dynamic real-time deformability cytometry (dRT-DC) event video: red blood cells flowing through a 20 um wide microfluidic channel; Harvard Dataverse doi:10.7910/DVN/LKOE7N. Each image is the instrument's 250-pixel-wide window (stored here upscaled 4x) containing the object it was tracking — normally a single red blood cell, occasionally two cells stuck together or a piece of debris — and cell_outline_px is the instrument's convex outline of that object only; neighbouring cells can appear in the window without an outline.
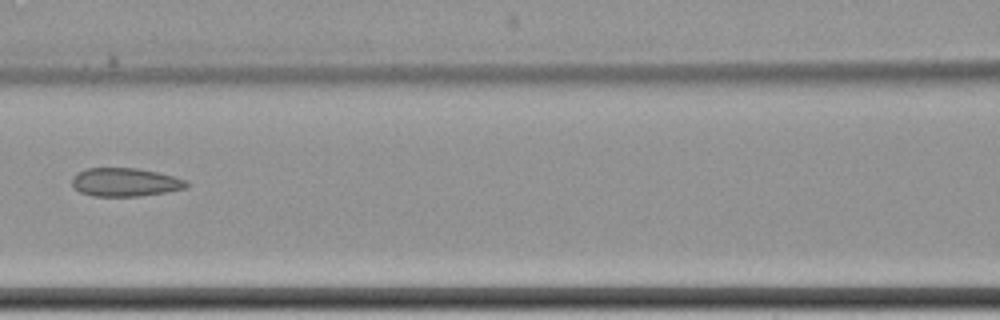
{"species": "common noctule bat (a hibernating species)", "species_latin": "Nyctalus noctula", "temperature_condition": "cold", "stored_images_in_passage": 11, "camera_frame_rate_fps": 3000, "um_per_image_px": 0.085, "animal": {"sex": "female", "body_mass_g": 22.7, "forearm_length_mm": 54.2}, "frame": {"image": 1, "passage_image": 8, "time_ms": 9.333, "image_size_px": [1000, 320], "cell_outline_px": [[188, 188], [140, 196], [92, 196], [80, 192], [72, 184], [72, 176], [88, 168], [136, 168], [156, 172], [188, 180]], "centroid_in_image_um": [10.65, 15.49], "position_along_channel_um": 156.0, "area_um2": 18.84}}
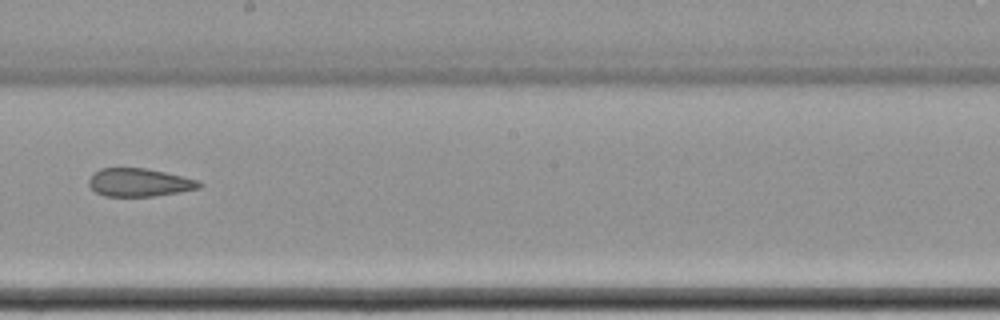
{"frame": {"image": 2, "passage_image": 10, "time_ms": 11.667, "image_size_px": [1000, 320], "cell_outline_px": [[204, 184], [200, 188], [180, 192], [152, 196], [104, 196], [96, 192], [88, 184], [88, 180], [92, 172], [100, 168], [148, 168], [200, 180]], "centroid_in_image_um": [11.85, 15.5], "position_along_channel_um": 236.4, "area_um2": 18.32}}
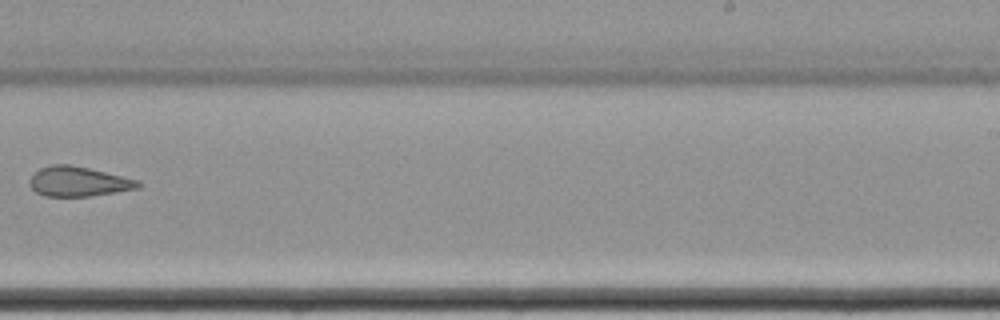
{"frame": {"image": 3, "passage_image": 11, "time_ms": 13.0, "image_size_px": [1000, 320], "cell_outline_px": [[140, 188], [92, 196], [44, 196], [36, 192], [28, 184], [28, 180], [32, 172], [40, 168], [52, 164], [68, 164], [88, 168], [140, 180]], "centroid_in_image_um": [6.63, 15.43], "position_along_channel_um": 282.4, "area_um2": 19.02}}